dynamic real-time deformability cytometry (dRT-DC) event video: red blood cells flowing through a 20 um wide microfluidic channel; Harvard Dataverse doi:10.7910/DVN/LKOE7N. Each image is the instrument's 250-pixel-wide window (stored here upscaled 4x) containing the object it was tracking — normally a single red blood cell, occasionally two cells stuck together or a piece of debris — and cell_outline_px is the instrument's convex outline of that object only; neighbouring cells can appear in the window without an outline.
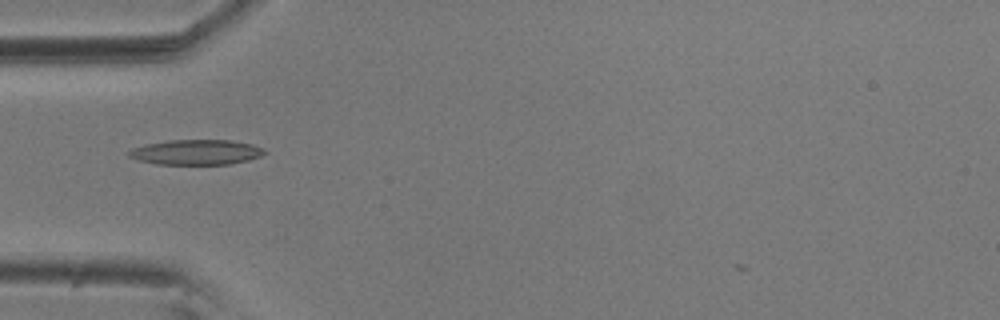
{"species": "common noctule bat (a hibernating species)", "species_latin": "Nyctalus noctula", "temperature_condition": "room temperature", "stored_images_in_passage": 31, "camera_frame_rate_fps": 3000, "um_per_image_px": 0.085, "animal": {"sex": "male", "body_mass_g": 20.5, "forearm_length_mm": 52.5}, "frame": {"image": 1, "passage_image": 1, "time_ms": 0.0, "image_size_px": [1000, 320], "cell_outline_px": [[268, 152], [260, 156], [248, 160], [228, 164], [156, 164], [140, 160], [128, 156], [128, 152], [132, 148], [144, 144], [168, 140], [232, 140], [252, 144], [264, 148]], "centroid_in_image_um": [16.69, 12.93], "position_along_channel_um": 68.3, "area_um2": 19.88}}
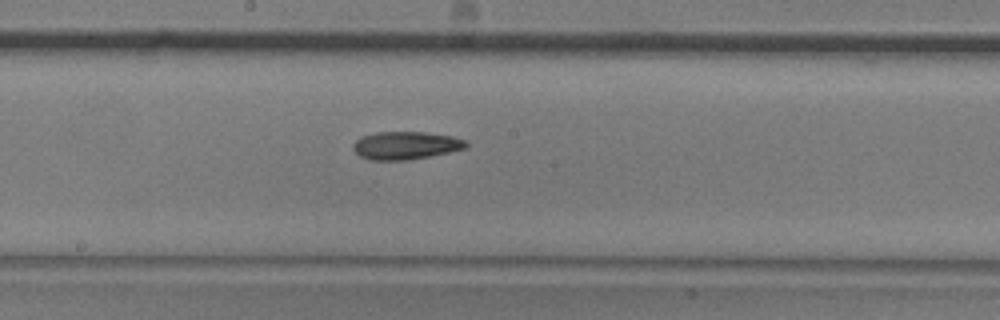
{"frame": {"image": 2, "passage_image": 13, "time_ms": 4.0, "image_size_px": [1000, 320], "cell_outline_px": [[468, 144], [464, 148], [448, 152], [408, 160], [368, 160], [360, 156], [352, 148], [352, 144], [360, 136], [376, 132], [424, 132], [452, 136], [464, 140]], "centroid_in_image_um": [34.42, 12.36], "position_along_channel_um": 213.8, "area_um2": 18.26}}
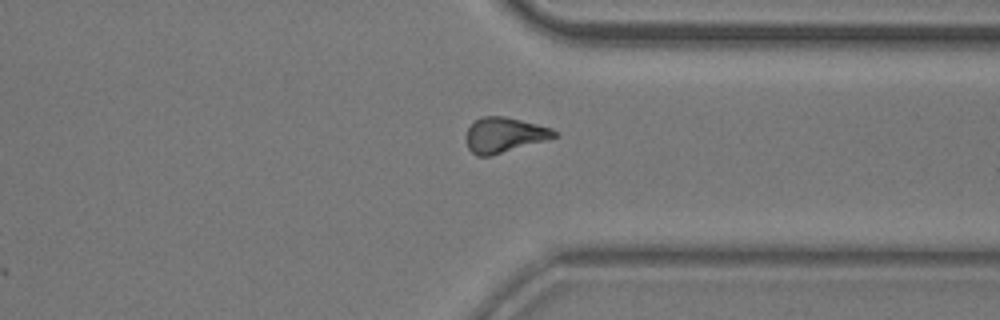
{"frame": {"image": 3, "passage_image": 26, "time_ms": 8.333, "image_size_px": [1000, 320], "cell_outline_px": [[560, 136], [488, 156], [476, 156], [468, 148], [464, 140], [464, 136], [468, 128], [476, 120], [484, 116], [504, 116], [552, 128], [560, 132]], "centroid_in_image_um": [42.86, 11.47], "position_along_channel_um": 368.5, "area_um2": 18.03}, "authors_computed_cell_mechanics": {"area_um2": 18.0336, "velocity_mm_per_s": 3.6123, "shape_relaxation_time_tau1_ms": 11.1574, "shape_relaxation_time_tau2_ms": null, "deformation_change_tau1": 0.2199, "deformation_change_tau2": null}}